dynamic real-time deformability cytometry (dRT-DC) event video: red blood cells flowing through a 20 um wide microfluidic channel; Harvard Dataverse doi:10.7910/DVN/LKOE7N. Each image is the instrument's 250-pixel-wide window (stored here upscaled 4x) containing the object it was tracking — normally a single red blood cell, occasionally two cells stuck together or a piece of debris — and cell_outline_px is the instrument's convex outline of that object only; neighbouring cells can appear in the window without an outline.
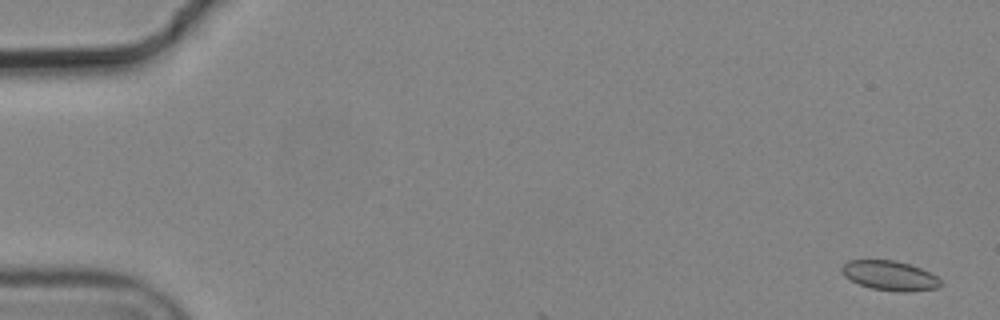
{"species": "common noctule bat (a hibernating species)", "species_latin": "Nyctalus noctula", "temperature_condition": "cold", "stored_images_in_passage": 4, "camera_frame_rate_fps": 3000, "um_per_image_px": 0.085, "animal": {"sex": "male", "body_mass_g": 19.2, "forearm_length_mm": 51.8}, "frame": {"image": 1, "passage_image": 1, "time_ms": 0.0, "image_size_px": [1000, 320], "cell_outline_px": [[940, 284], [936, 288], [904, 292], [872, 288], [860, 284], [844, 276], [840, 272], [840, 268], [848, 260], [896, 260], [920, 268], [936, 276], [940, 280]], "centroid_in_image_um": [75.59, 23.41], "position_along_channel_um": 9.4, "area_um2": 16.76}}